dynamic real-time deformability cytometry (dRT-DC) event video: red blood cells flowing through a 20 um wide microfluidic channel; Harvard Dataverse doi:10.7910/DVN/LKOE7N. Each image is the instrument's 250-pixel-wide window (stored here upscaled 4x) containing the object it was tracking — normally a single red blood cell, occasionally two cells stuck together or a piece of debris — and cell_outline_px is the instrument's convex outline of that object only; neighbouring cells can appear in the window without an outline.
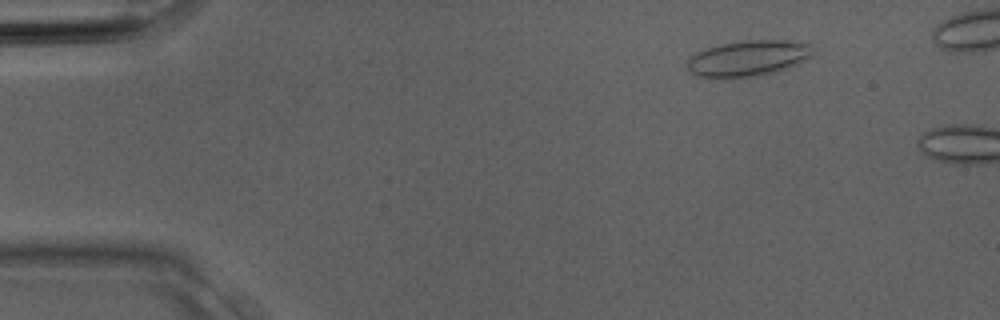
{"species": "Egyptian fruit bat (a non-hibernating species)", "species_latin": "Rousettus aegyptiacus", "temperature_condition": "room temperature", "stored_images_in_passage": 3, "camera_frame_rate_fps": 3000, "um_per_image_px": 0.085, "animal": {"sex": "male"}, "frame": {"image": 1, "passage_image": 2, "time_ms": 0.333, "image_size_px": [1000, 320], "cell_outline_px": [[816, 52], [812, 56], [788, 68], [776, 72], [752, 76], [720, 80], [716, 80], [700, 76], [692, 72], [688, 68], [688, 60], [696, 52], [704, 48], [720, 44], [748, 40], [784, 40], [812, 44]], "centroid_in_image_um": [63.6, 4.97], "position_along_channel_um": 21.4, "area_um2": 26.65}}